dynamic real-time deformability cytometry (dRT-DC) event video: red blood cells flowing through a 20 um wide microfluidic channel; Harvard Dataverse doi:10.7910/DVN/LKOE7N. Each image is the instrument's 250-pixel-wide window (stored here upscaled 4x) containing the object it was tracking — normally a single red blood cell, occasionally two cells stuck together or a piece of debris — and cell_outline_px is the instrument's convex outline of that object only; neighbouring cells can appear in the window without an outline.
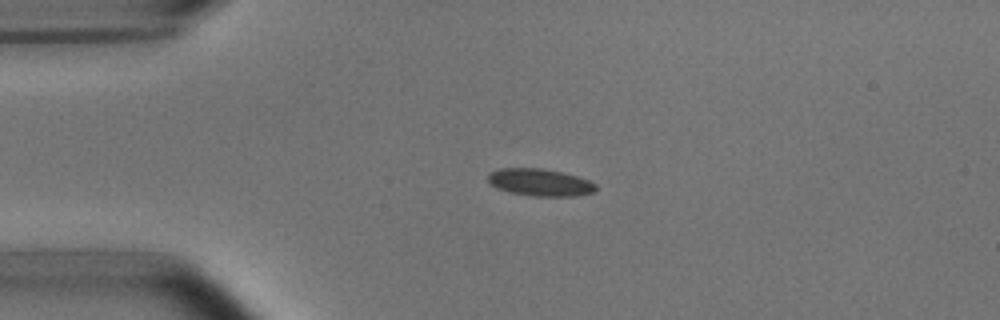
{"species": "common noctule bat (a hibernating species)", "species_latin": "Nyctalus noctula", "temperature_condition": "room temperature", "stored_images_in_passage": 42, "camera_frame_rate_fps": 3000, "um_per_image_px": 0.085, "animal": {"sex": "male", "body_mass_g": 15.6}, "frame": {"image": 1, "passage_image": 1, "time_ms": 0.0, "image_size_px": [1000, 320], "cell_outline_px": [[596, 188], [592, 192], [572, 196], [532, 196], [512, 192], [496, 188], [488, 180], [488, 176], [492, 172], [500, 168], [540, 168], [560, 172], [576, 176], [588, 180], [596, 184]], "centroid_in_image_um": [45.89, 15.5], "position_along_channel_um": 39.1, "area_um2": 16.76}}
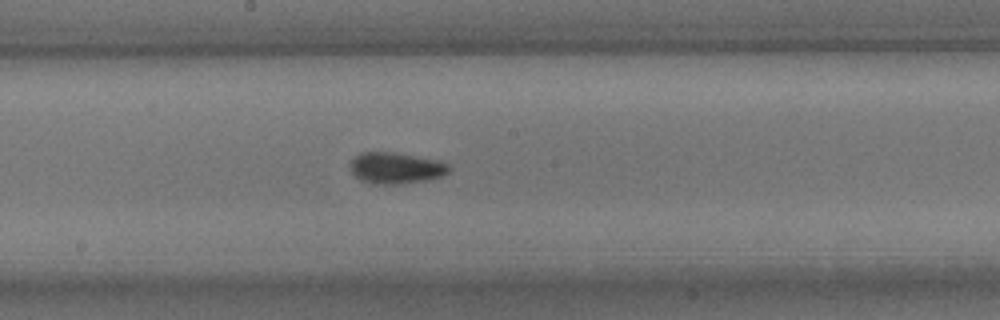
{"frame": {"image": 2, "passage_image": 17, "time_ms": 5.333, "image_size_px": [1000, 320], "cell_outline_px": [[452, 168], [444, 176], [428, 180], [400, 184], [372, 184], [360, 180], [352, 172], [352, 160], [360, 152], [396, 152], [440, 160], [448, 164]], "centroid_in_image_um": [33.71, 14.28], "position_along_channel_um": 214.5, "area_um2": 18.21}}
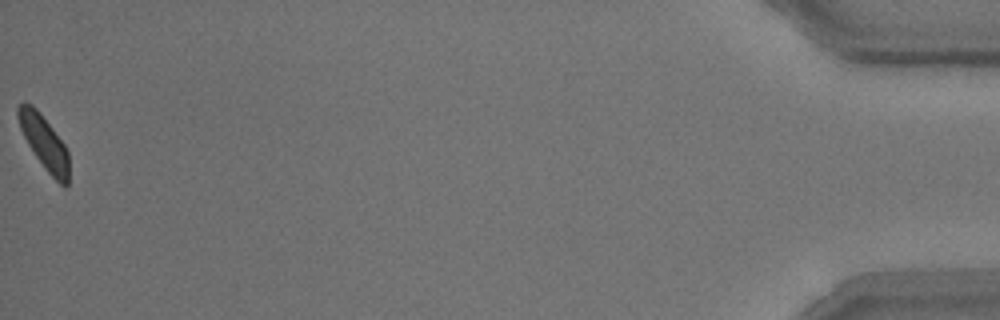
{"frame": {"image": 3, "passage_image": 42, "time_ms": 13.667, "image_size_px": [1000, 320], "cell_outline_px": [[68, 184], [64, 188], [44, 168], [28, 144], [20, 128], [16, 116], [16, 108], [24, 100], [32, 104], [40, 112], [64, 144], [68, 152]], "centroid_in_image_um": [3.72, 12.06], "position_along_channel_um": 431.5, "area_um2": 15.9}, "authors_computed_cell_mechanics": {"area_um2": 17.1955, "velocity_mm_per_s": 3.777, "shape_relaxation_time_tau1_ms": 3.7855, "shape_relaxation_time_tau2_ms": 1.1712, "deformation_change_tau1": 0.1131, "deformation_change_tau2": 0.061}}